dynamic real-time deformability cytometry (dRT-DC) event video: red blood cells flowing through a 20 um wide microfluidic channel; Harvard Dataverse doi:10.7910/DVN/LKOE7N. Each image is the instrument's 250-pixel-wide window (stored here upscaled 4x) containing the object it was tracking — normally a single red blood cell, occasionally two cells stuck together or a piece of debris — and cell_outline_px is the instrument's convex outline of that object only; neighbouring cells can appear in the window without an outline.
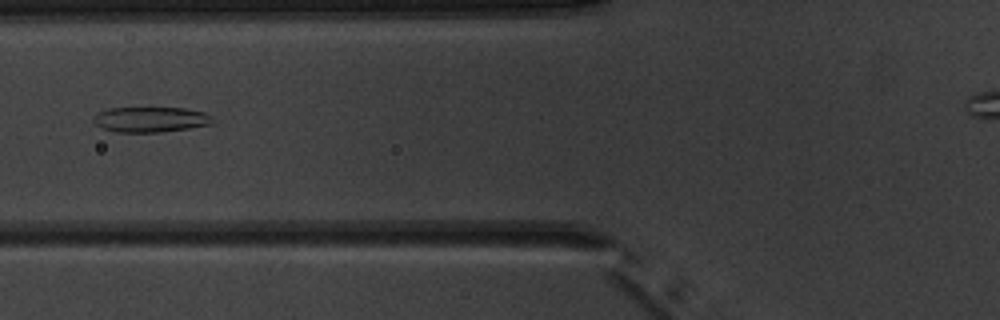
{"species": "common noctule bat (a hibernating species)", "species_latin": "Nyctalus noctula", "temperature_condition": "warm", "stored_images_in_passage": 3, "camera_frame_rate_fps": 3000, "um_per_image_px": 0.085, "animal": {"sex": "male", "body_mass_g": 20.1, "forearm_length_mm": 53.5}, "frame": {"image": 1, "passage_image": 3, "time_ms": 2.333, "image_size_px": [1000, 320], "cell_outline_px": [[212, 124], [188, 128], [160, 132], [116, 132], [104, 128], [96, 124], [92, 120], [96, 112], [108, 108], [184, 108], [204, 112], [212, 116]], "centroid_in_image_um": [12.78, 10.15], "position_along_channel_um": 113.0, "area_um2": 17.51}}